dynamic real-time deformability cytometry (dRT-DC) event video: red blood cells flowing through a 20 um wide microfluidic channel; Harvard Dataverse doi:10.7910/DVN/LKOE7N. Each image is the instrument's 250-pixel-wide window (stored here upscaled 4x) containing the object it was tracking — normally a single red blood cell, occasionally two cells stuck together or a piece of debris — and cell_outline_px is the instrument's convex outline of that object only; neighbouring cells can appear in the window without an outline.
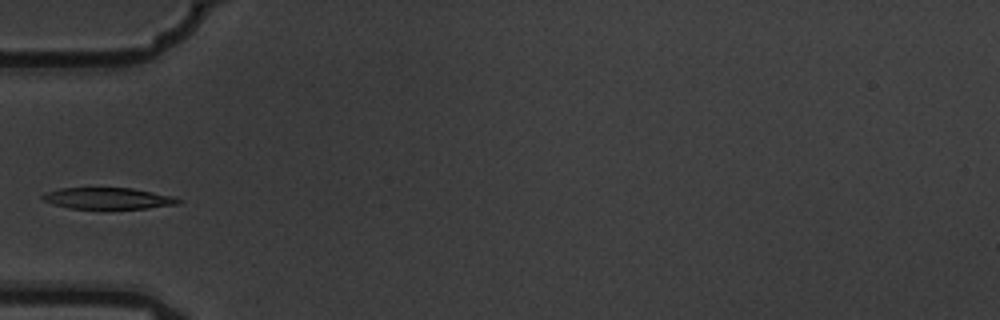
{"species": "common noctule bat (a hibernating species)", "species_latin": "Nyctalus noctula", "temperature_condition": "warm", "stored_images_in_passage": 4, "camera_frame_rate_fps": 3000, "um_per_image_px": 0.085, "animal": {"sex": "male", "body_mass_g": 19.5, "forearm_length_mm": 54.6}, "frame": {"image": 1, "passage_image": 4, "time_ms": 1.0, "image_size_px": [1000, 320], "cell_outline_px": [[184, 200], [180, 204], [148, 208], [68, 208], [44, 200], [40, 196], [48, 192], [60, 188], [132, 188], [172, 196]], "centroid_in_image_um": [9.24, 16.86], "position_along_channel_um": 75.8, "area_um2": 16.65}}